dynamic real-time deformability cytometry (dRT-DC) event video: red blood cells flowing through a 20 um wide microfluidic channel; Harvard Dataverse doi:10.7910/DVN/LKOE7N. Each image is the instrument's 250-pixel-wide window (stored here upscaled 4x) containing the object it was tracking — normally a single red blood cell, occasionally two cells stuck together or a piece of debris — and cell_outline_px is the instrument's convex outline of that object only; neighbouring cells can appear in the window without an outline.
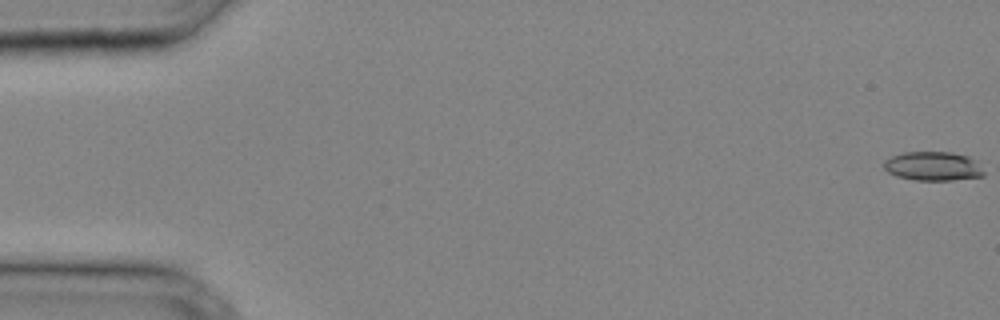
{"species": "common noctule bat (a hibernating species)", "species_latin": "Nyctalus noctula", "temperature_condition": "cold", "stored_images_in_passage": 35, "camera_frame_rate_fps": 3000, "um_per_image_px": 0.085, "animal": {"sex": "male", "body_mass_g": 20.4}, "frame": {"image": 1, "passage_image": 1, "time_ms": 0.0, "image_size_px": [1000, 320], "cell_outline_px": [[984, 176], [952, 180], [916, 180], [896, 176], [888, 172], [884, 168], [884, 160], [892, 156], [904, 152], [952, 152], [968, 156], [984, 172]], "centroid_in_image_um": [79.26, 14.12], "position_along_channel_um": 5.7, "area_um2": 16.7}}
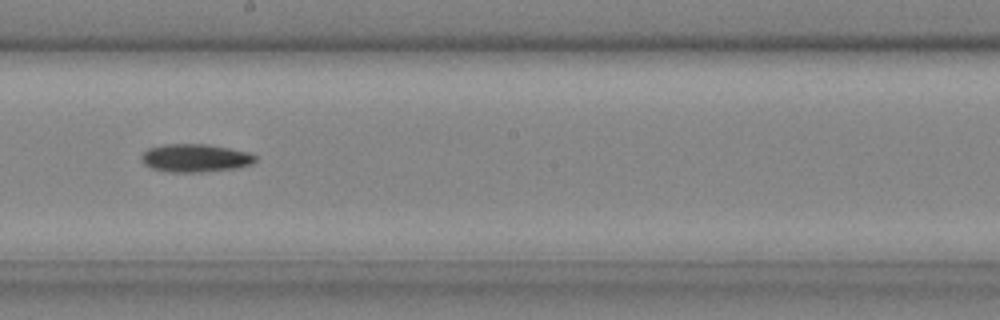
{"frame": {"image": 2, "passage_image": 21, "time_ms": 6.667, "image_size_px": [1000, 320], "cell_outline_px": [[256, 160], [252, 164], [236, 168], [200, 172], [168, 172], [152, 168], [144, 164], [140, 160], [140, 156], [148, 148], [164, 144], [208, 144], [248, 152], [256, 156]], "centroid_in_image_um": [16.57, 13.43], "position_along_channel_um": 231.6, "area_um2": 18.67}}
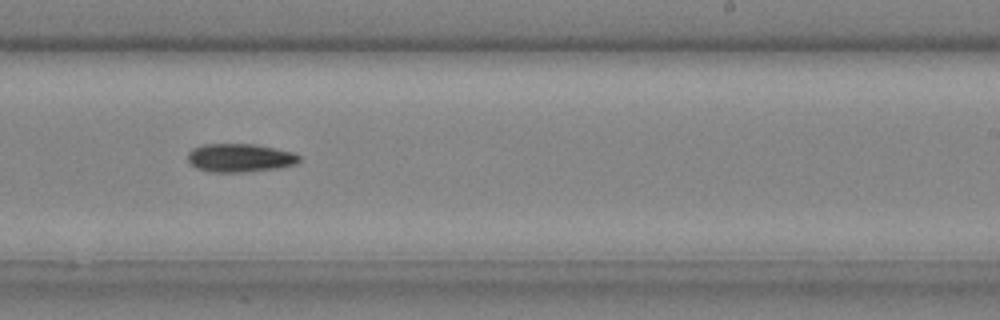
{"frame": {"image": 3, "passage_image": 23, "time_ms": 7.333, "image_size_px": [1000, 320], "cell_outline_px": [[300, 160], [296, 164], [280, 168], [248, 172], [212, 172], [196, 168], [188, 160], [188, 152], [192, 148], [204, 144], [252, 144], [292, 152], [300, 156]], "centroid_in_image_um": [20.39, 13.43], "position_along_channel_um": 268.6, "area_um2": 18.44}}